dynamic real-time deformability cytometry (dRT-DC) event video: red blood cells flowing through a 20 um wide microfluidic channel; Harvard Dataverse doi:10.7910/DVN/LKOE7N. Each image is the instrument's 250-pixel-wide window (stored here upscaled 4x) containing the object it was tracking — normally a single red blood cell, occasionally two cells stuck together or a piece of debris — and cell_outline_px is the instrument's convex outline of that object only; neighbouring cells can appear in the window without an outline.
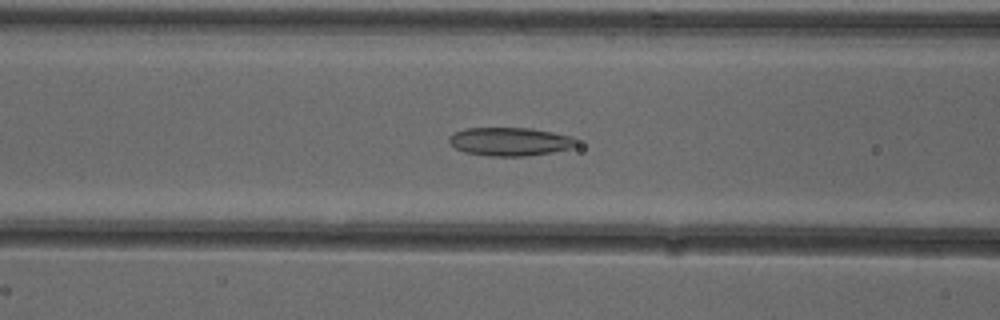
{"species": "common noctule bat (a hibernating species)", "species_latin": "Nyctalus noctula", "temperature_condition": "cold", "stored_images_in_passage": 48, "camera_frame_rate_fps": 3000, "um_per_image_px": 0.085, "animal": {"sex": "female"}, "frame": {"image": 1, "passage_image": 22, "time_ms": 7.0, "image_size_px": [1000, 320], "cell_outline_px": [[576, 144], [572, 148], [552, 152], [528, 156], [488, 156], [464, 152], [456, 148], [448, 140], [448, 136], [452, 132], [464, 128], [532, 128], [572, 136], [576, 140]], "centroid_in_image_um": [43.32, 12.03], "position_along_channel_um": 123.3, "area_um2": 21.21}}
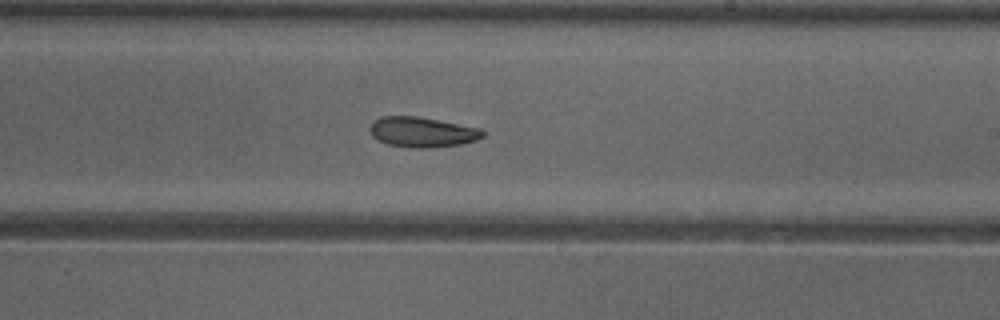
{"frame": {"image": 2, "passage_image": 32, "time_ms": 10.333, "image_size_px": [1000, 320], "cell_outline_px": [[484, 136], [476, 140], [460, 144], [432, 148], [412, 148], [388, 144], [372, 136], [368, 128], [380, 116], [416, 116], [480, 128], [484, 132]], "centroid_in_image_um": [35.88, 11.23], "position_along_channel_um": 253.1, "area_um2": 19.71}}
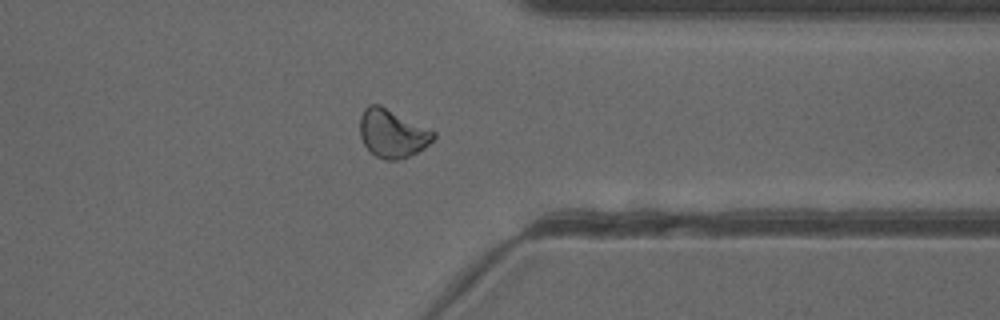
{"frame": {"image": 3, "passage_image": 42, "time_ms": 13.667, "image_size_px": [1000, 320], "cell_outline_px": [[436, 136], [424, 148], [400, 160], [384, 160], [376, 156], [364, 144], [360, 136], [360, 116], [364, 108], [368, 104], [380, 104], [436, 132]], "centroid_in_image_um": [33.33, 11.33], "position_along_channel_um": 378.1, "area_um2": 20.63}, "authors_computed_cell_mechanics": {"area_um2": 20.6346, "velocity_mm_per_s": 3.8931, "shape_relaxation_time_tau1_ms": null, "shape_relaxation_time_tau2_ms": 6.6941, "deformation_change_tau1": null, "deformation_change_tau2": 0.1024}}